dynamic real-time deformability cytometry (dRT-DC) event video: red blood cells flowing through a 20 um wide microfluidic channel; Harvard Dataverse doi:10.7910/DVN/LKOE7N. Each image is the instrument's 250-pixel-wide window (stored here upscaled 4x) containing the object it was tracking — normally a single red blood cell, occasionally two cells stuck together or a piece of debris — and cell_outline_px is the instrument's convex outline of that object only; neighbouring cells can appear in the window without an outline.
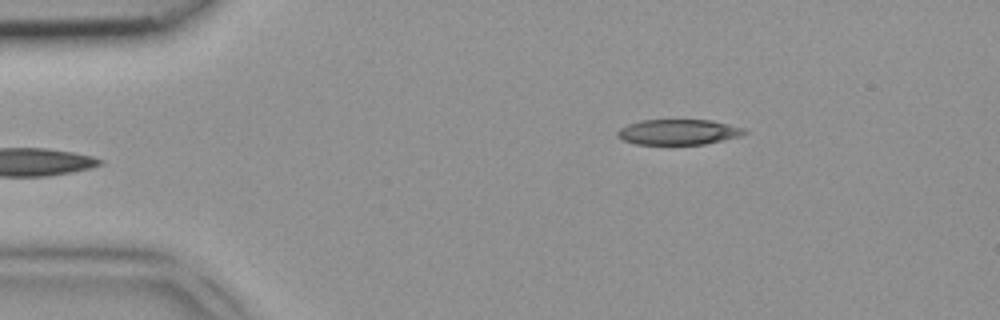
{"species": "common noctule bat (a hibernating species)", "species_latin": "Nyctalus noctula", "temperature_condition": "room temperature", "stored_images_in_passage": 4, "camera_frame_rate_fps": 3000, "um_per_image_px": 0.085, "animal": {"sex": "female", "body_mass_g": 18.4}, "frame": {"image": 1, "passage_image": 4, "time_ms": 1.0, "image_size_px": [1000, 320], "cell_outline_px": [[748, 132], [740, 136], [704, 144], [636, 144], [624, 140], [616, 136], [616, 132], [620, 128], [628, 124], [640, 120], [712, 120], [744, 128]], "centroid_in_image_um": [57.65, 11.22], "position_along_channel_um": 27.4, "area_um2": 18.73}}